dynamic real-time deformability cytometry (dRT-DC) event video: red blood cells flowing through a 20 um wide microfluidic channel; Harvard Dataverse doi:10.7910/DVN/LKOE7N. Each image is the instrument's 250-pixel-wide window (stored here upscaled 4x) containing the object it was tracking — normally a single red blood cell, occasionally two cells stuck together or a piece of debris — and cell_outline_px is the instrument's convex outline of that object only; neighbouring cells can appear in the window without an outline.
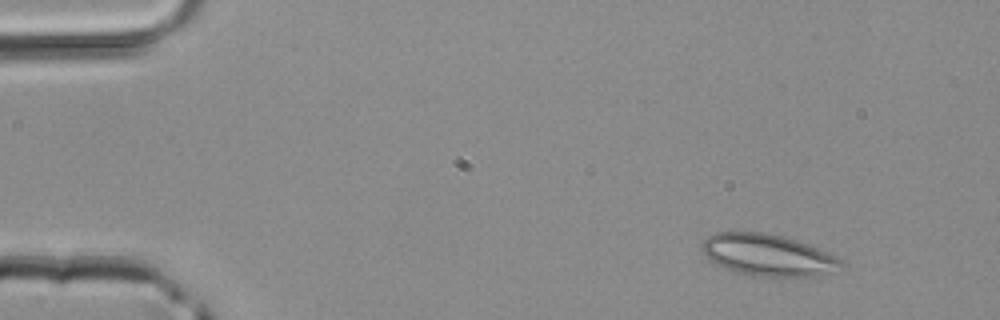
{"species": "common noctule bat (a hibernating species)", "species_latin": "Nyctalus noctula", "temperature_condition": "room temperature", "stored_images_in_passage": 3, "camera_frame_rate_fps": 3000, "um_per_image_px": 0.085, "animal": {"sex": "male", "body_mass_g": 20.4}, "frame": {"image": 1, "passage_image": 2, "time_ms": 0.333, "image_size_px": [1000, 320], "cell_outline_px": [[844, 264], [816, 276], [752, 276], [736, 272], [712, 260], [700, 248], [704, 240], [708, 236], [716, 232], [764, 232], [784, 236], [796, 240], [836, 256]], "centroid_in_image_um": [65.23, 21.66], "position_along_channel_um": 19.8, "area_um2": 33.0}}